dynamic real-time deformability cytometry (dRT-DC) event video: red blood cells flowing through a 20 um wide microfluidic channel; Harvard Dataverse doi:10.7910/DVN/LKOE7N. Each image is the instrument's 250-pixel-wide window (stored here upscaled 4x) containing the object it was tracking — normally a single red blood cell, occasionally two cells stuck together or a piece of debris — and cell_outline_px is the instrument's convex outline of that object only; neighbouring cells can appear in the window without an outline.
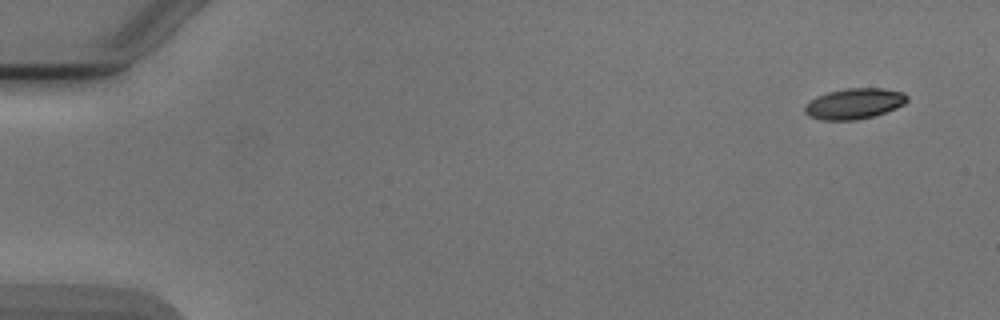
{"species": "Egyptian fruit bat (a non-hibernating species)", "species_latin": "Rousettus aegyptiacus", "temperature_condition": "cold", "stored_images_in_passage": 6, "camera_frame_rate_fps": 3000, "um_per_image_px": 0.085, "animal": {"sex": "male"}, "frame": {"image": 1, "passage_image": 1, "time_ms": 0.0, "image_size_px": [1000, 320], "cell_outline_px": [[908, 100], [904, 104], [896, 108], [876, 116], [856, 120], [820, 120], [808, 116], [804, 112], [804, 104], [816, 96], [828, 92], [848, 88], [884, 88], [904, 92], [908, 96]], "centroid_in_image_um": [72.61, 8.81], "position_along_channel_um": 12.4, "area_um2": 18.61}}
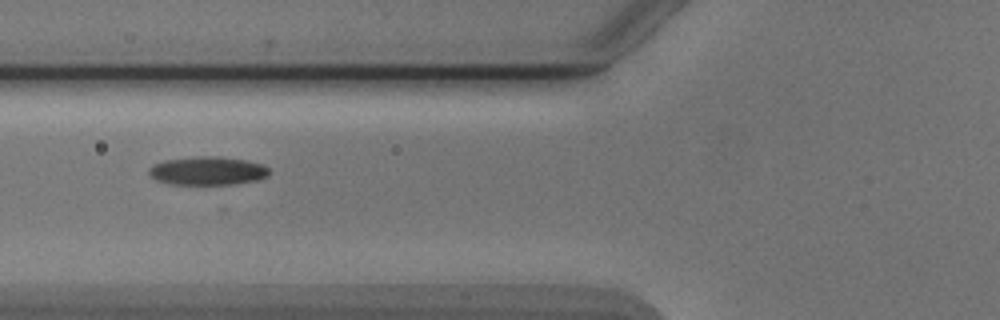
{"frame": {"image": 2, "passage_image": 6, "time_ms": 6.0, "image_size_px": [1000, 320], "cell_outline_px": [[268, 176], [260, 180], [236, 184], [168, 184], [156, 180], [148, 176], [148, 168], [152, 164], [164, 160], [196, 156], [216, 156], [244, 160], [260, 164], [268, 168]], "centroid_in_image_um": [17.58, 14.53], "position_along_channel_um": 108.2, "area_um2": 20.11}}